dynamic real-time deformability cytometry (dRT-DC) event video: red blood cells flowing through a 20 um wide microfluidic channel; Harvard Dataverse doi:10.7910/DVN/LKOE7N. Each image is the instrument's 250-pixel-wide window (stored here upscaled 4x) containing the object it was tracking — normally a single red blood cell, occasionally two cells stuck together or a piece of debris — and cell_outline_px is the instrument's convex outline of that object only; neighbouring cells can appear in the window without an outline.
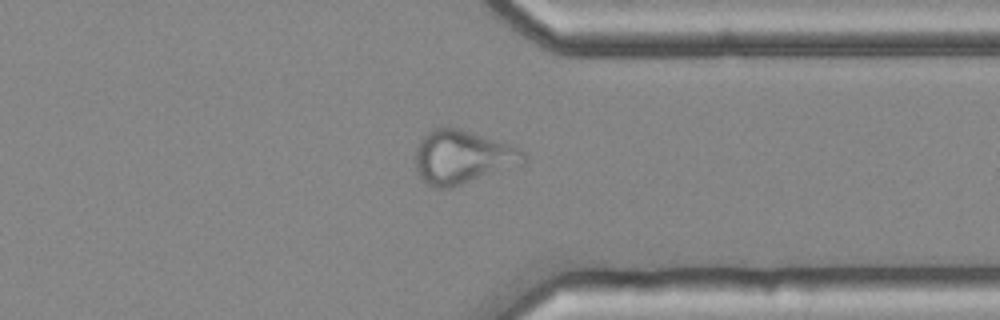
{"species": "common noctule bat (a hibernating species)", "species_latin": "Nyctalus noctula", "temperature_condition": "cold", "stored_images_in_passage": 43, "camera_frame_rate_fps": 3000, "um_per_image_px": 0.085, "animal": {"sex": "female", "body_mass_g": 25.1}, "frame": {"image": 1, "passage_image": 31, "time_ms": 10.0, "image_size_px": [1000, 320], "cell_outline_px": [[528, 160], [524, 164], [448, 188], [436, 188], [428, 184], [416, 172], [416, 148], [420, 140], [432, 128], [456, 128], [508, 144], [520, 148], [524, 152]], "centroid_in_image_um": [39.32, 13.36], "position_along_channel_um": 372.1, "area_um2": 33.23}}